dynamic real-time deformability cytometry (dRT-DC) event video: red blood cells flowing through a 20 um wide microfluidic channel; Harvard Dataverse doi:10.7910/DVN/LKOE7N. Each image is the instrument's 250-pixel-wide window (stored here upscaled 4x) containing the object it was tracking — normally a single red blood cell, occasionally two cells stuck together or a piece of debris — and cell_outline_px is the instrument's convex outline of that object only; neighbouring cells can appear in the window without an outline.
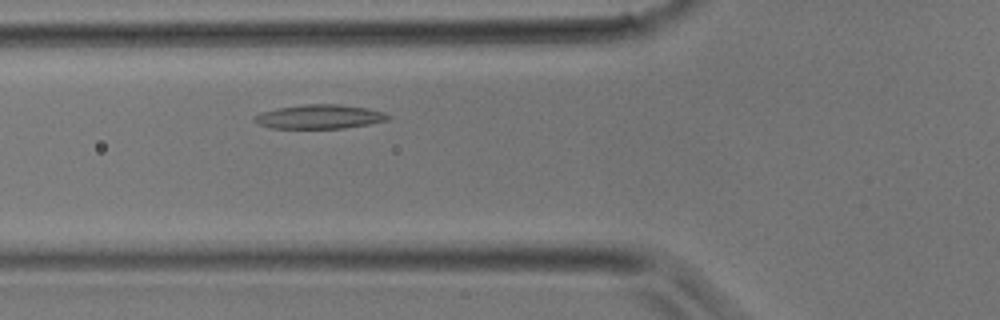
{"species": "common noctule bat (a hibernating species)", "species_latin": "Nyctalus noctula", "temperature_condition": "room temperature", "stored_images_in_passage": 29, "camera_frame_rate_fps": 3000, "um_per_image_px": 0.085, "animal": {"sex": "male", "body_mass_g": 17.9}, "frame": {"image": 1, "passage_image": 7, "time_ms": 2.0, "image_size_px": [1000, 320], "cell_outline_px": [[392, 116], [388, 120], [368, 124], [344, 128], [268, 128], [252, 120], [252, 116], [260, 112], [276, 108], [304, 104], [340, 104], [368, 108], [384, 112]], "centroid_in_image_um": [27.13, 9.91], "position_along_channel_um": 98.7, "area_um2": 18.96}}
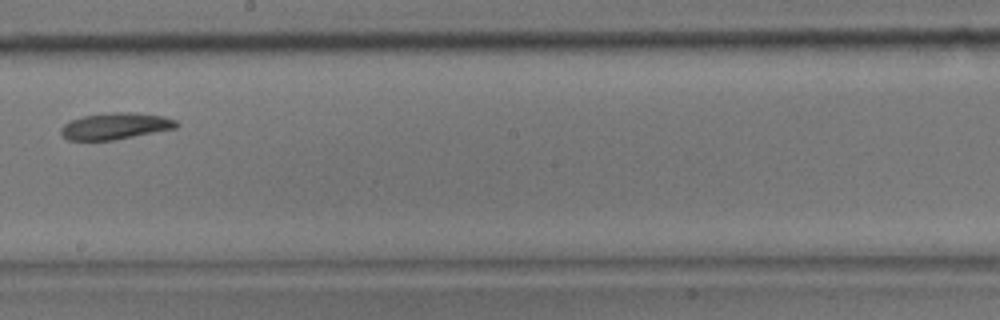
{"frame": {"image": 2, "passage_image": 15, "time_ms": 4.667, "image_size_px": [1000, 320], "cell_outline_px": [[180, 124], [176, 128], [116, 140], [68, 140], [60, 136], [60, 128], [64, 124], [72, 120], [84, 116], [112, 112], [132, 112], [164, 116], [176, 120]], "centroid_in_image_um": [9.81, 10.72], "position_along_channel_um": 238.4, "area_um2": 17.98}}
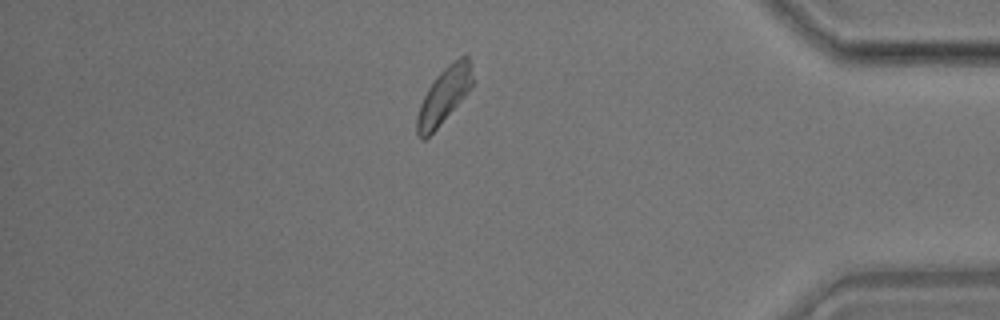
{"frame": {"image": 3, "passage_image": 26, "time_ms": 8.333, "image_size_px": [1000, 320], "cell_outline_px": [[472, 84], [464, 96], [436, 128], [424, 140], [420, 140], [416, 132], [416, 116], [420, 104], [428, 88], [436, 76], [448, 64], [460, 56], [468, 56], [472, 64]], "centroid_in_image_um": [37.71, 8.11], "position_along_channel_um": 397.5, "area_um2": 17.74}}